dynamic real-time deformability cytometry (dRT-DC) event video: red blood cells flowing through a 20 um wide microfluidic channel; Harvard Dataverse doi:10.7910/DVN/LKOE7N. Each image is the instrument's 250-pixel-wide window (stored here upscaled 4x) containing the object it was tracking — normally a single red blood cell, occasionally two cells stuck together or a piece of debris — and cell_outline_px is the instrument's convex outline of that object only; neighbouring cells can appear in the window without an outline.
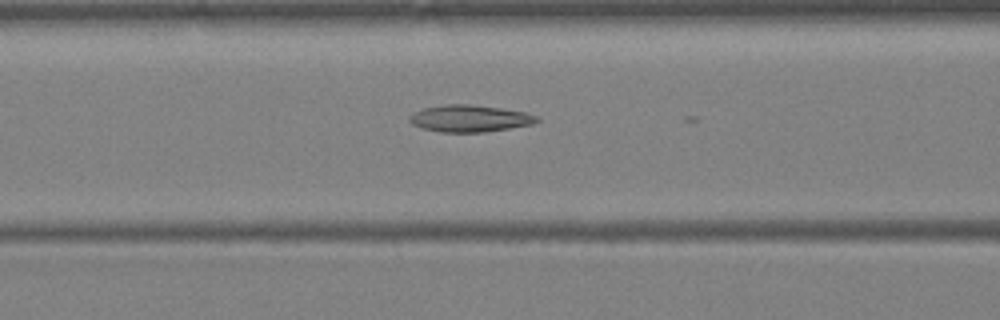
{"species": "Egyptian fruit bat (a non-hibernating species)", "species_latin": "Rousettus aegyptiacus", "temperature_condition": "warm", "stored_images_in_passage": 7, "camera_frame_rate_fps": 3000, "um_per_image_px": 0.085, "animal": {"sex": "female"}, "frame": {"image": 1, "passage_image": 6, "time_ms": 1.667, "image_size_px": [1000, 320], "cell_outline_px": [[540, 120], [532, 124], [484, 132], [440, 132], [420, 128], [412, 124], [408, 120], [408, 116], [424, 108], [444, 104], [472, 104], [500, 108], [524, 112], [540, 116]], "centroid_in_image_um": [39.91, 10.07], "position_along_channel_um": 126.7, "area_um2": 20.0}}